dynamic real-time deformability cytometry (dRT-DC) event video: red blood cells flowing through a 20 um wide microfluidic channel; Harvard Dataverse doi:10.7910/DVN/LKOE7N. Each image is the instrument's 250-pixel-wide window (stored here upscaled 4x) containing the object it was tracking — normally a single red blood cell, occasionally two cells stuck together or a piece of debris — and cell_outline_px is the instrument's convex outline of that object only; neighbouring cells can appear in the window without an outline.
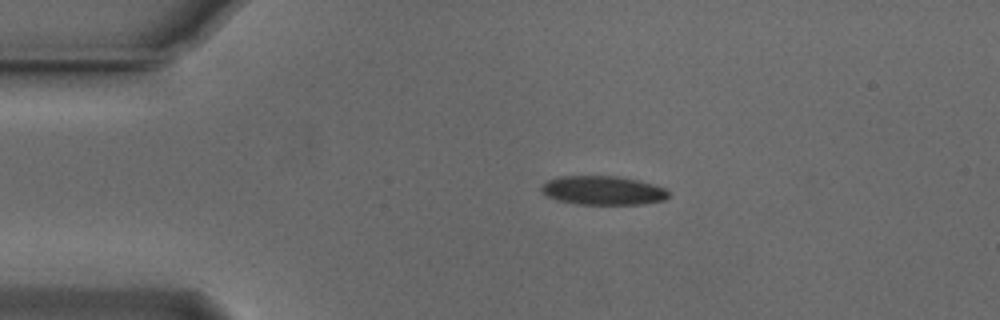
{"species": "Egyptian fruit bat (a non-hibernating species)", "species_latin": "Rousettus aegyptiacus", "temperature_condition": "cold", "stored_images_in_passage": 16, "camera_frame_rate_fps": 3000, "um_per_image_px": 0.085, "animal": {"sex": "male"}, "frame": {"image": 1, "passage_image": 1, "time_ms": 0.0, "image_size_px": [1000, 320], "cell_outline_px": [[668, 196], [664, 200], [644, 204], [576, 204], [556, 200], [540, 192], [540, 188], [548, 180], [556, 176], [616, 176], [636, 180], [652, 184], [664, 188], [668, 192]], "centroid_in_image_um": [51.2, 16.19], "position_along_channel_um": 33.8, "area_um2": 21.39}}
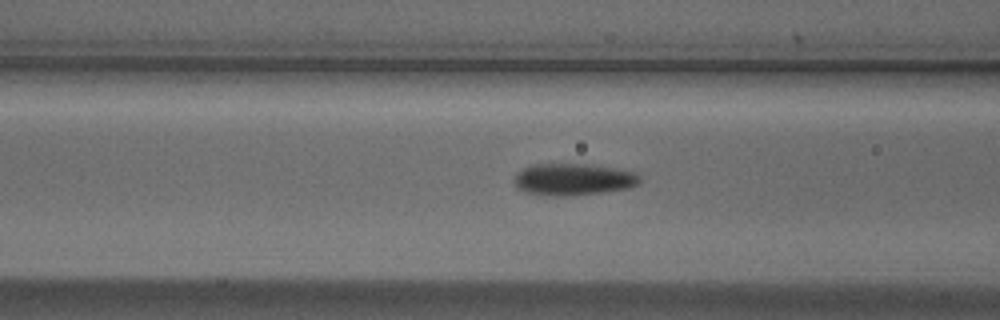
{"frame": {"image": 2, "passage_image": 11, "time_ms": 3.333, "image_size_px": [1000, 320], "cell_outline_px": [[640, 184], [628, 188], [600, 192], [568, 196], [552, 196], [524, 192], [516, 188], [512, 180], [516, 172], [532, 164], [584, 164], [612, 168], [636, 172], [640, 176]], "centroid_in_image_um": [48.67, 15.25], "position_along_channel_um": 117.9, "area_um2": 23.41}}
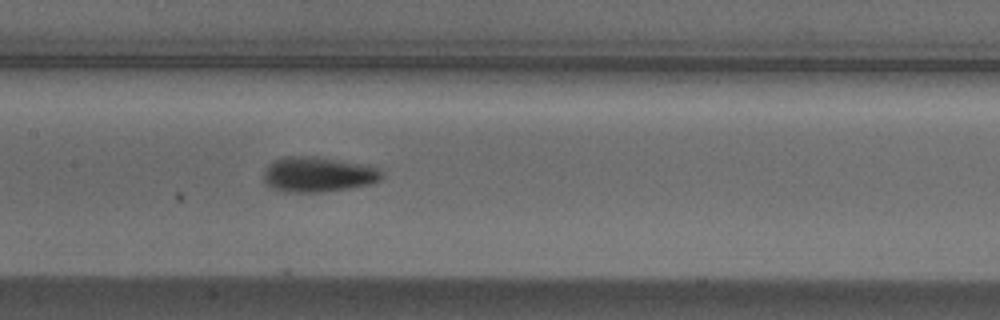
{"frame": {"image": 3, "passage_image": 16, "time_ms": 5.0, "image_size_px": [1000, 320], "cell_outline_px": [[384, 176], [380, 180], [368, 184], [348, 188], [324, 192], [284, 192], [264, 184], [264, 168], [268, 164], [284, 156], [312, 156], [368, 164], [384, 172]], "centroid_in_image_um": [27.03, 14.82], "position_along_channel_um": 180.4, "area_um2": 24.39}}